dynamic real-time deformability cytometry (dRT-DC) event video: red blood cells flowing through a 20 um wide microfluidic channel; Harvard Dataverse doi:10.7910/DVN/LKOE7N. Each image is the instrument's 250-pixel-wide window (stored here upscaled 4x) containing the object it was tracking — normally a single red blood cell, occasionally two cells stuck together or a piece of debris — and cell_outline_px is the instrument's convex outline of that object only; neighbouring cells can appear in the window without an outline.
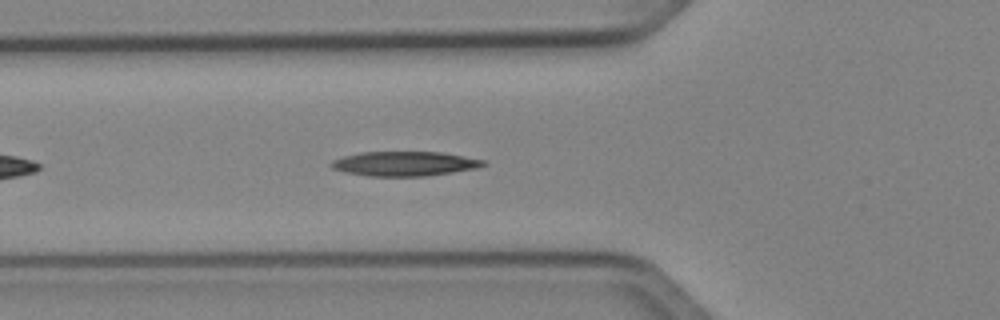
{"species": "Egyptian fruit bat (a non-hibernating species)", "species_latin": "Rousettus aegyptiacus", "temperature_condition": "cold", "stored_images_in_passage": 10, "camera_frame_rate_fps": 3000, "um_per_image_px": 0.085, "animal": {"sex": "female"}, "frame": {"image": 1, "passage_image": 6, "time_ms": 1.667, "image_size_px": [1000, 320], "cell_outline_px": [[488, 164], [480, 168], [428, 176], [368, 176], [344, 172], [332, 168], [328, 164], [332, 160], [344, 156], [360, 152], [440, 152], [464, 156], [484, 160]], "centroid_in_image_um": [34.4, 13.92], "position_along_channel_um": 91.4, "area_um2": 21.96}}